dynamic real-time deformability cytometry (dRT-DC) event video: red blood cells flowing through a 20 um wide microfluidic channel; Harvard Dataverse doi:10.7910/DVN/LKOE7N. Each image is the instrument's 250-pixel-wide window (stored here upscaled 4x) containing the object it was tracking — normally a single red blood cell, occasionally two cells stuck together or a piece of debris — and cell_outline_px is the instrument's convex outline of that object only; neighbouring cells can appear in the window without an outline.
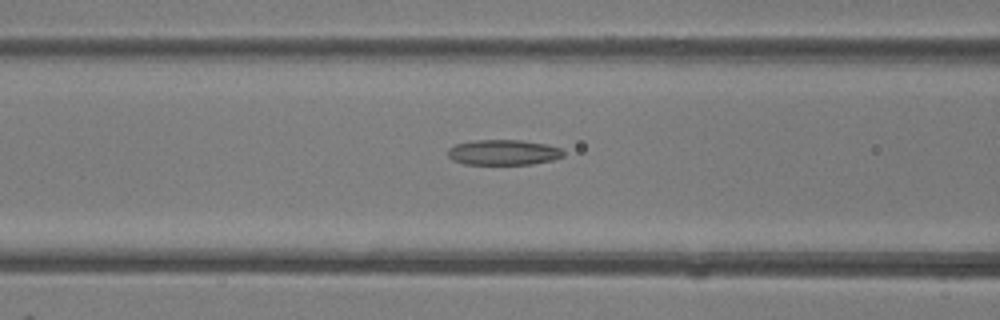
{"species": "common noctule bat (a hibernating species)", "species_latin": "Nyctalus noctula", "temperature_condition": "room temperature", "stored_images_in_passage": 37, "camera_frame_rate_fps": 3000, "um_per_image_px": 0.085, "animal": {"sex": "female"}, "frame": {"image": 1, "passage_image": 19, "time_ms": 6.0, "image_size_px": [1000, 320], "cell_outline_px": [[564, 156], [552, 160], [532, 164], [464, 164], [452, 160], [448, 156], [448, 148], [456, 144], [472, 140], [520, 140], [548, 144], [560, 148], [564, 152]], "centroid_in_image_um": [42.78, 12.95], "position_along_channel_um": 123.8, "area_um2": 17.17}}
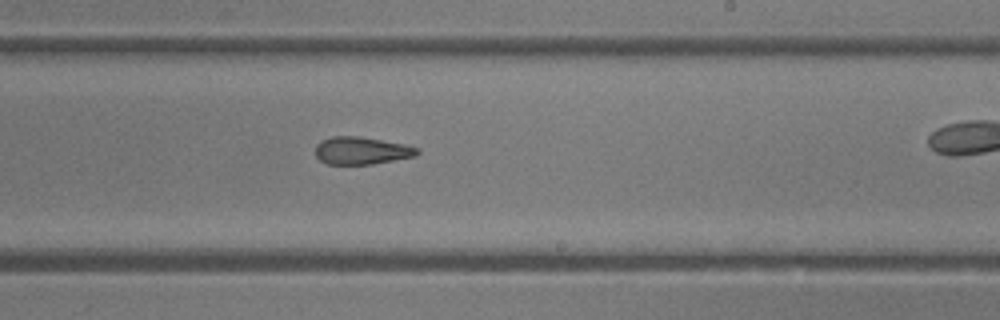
{"frame": {"image": 2, "passage_image": 28, "time_ms": 9.0, "image_size_px": [1000, 320], "cell_outline_px": [[420, 152], [416, 156], [372, 164], [328, 164], [320, 160], [316, 156], [316, 144], [320, 140], [332, 136], [356, 136], [404, 144], [416, 148]], "centroid_in_image_um": [30.7, 12.8], "position_along_channel_um": 258.3, "area_um2": 16.18}}
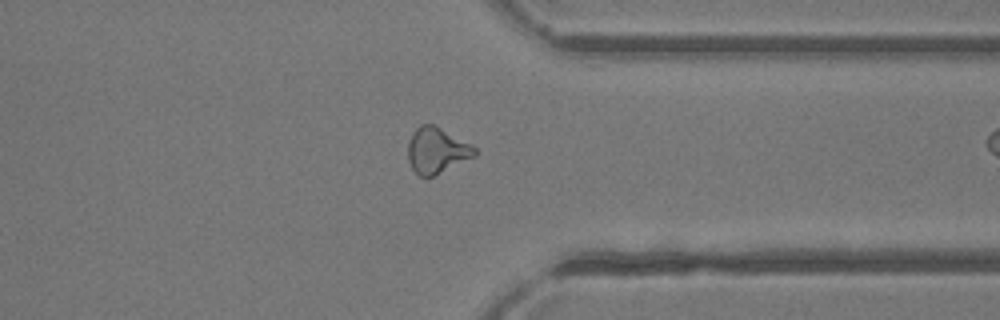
{"frame": {"image": 3, "passage_image": 36, "time_ms": 11.667, "image_size_px": [1000, 320], "cell_outline_px": [[476, 156], [432, 176], [420, 176], [412, 168], [408, 160], [408, 144], [412, 132], [420, 124], [432, 124], [472, 144], [476, 148]], "centroid_in_image_um": [37.12, 12.77], "position_along_channel_um": 374.3, "area_um2": 17.63}}